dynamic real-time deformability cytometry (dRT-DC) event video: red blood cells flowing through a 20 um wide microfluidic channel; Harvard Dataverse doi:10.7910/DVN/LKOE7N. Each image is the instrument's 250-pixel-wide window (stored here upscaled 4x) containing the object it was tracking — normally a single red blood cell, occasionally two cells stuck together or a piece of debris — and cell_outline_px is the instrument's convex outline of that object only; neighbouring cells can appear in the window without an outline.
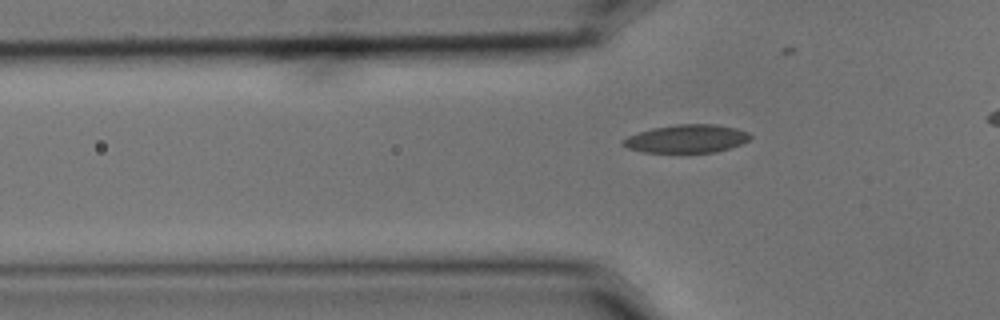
{"species": "common noctule bat (a hibernating species)", "species_latin": "Nyctalus noctula", "temperature_condition": "cold", "stored_images_in_passage": 3, "camera_frame_rate_fps": 3000, "um_per_image_px": 0.085, "animal": {"sex": "male", "body_mass_g": 15.6}, "frame": {"image": 1, "passage_image": 3, "time_ms": 0.667, "image_size_px": [1000, 320], "cell_outline_px": [[752, 136], [748, 140], [740, 144], [716, 152], [644, 152], [628, 148], [620, 144], [620, 140], [628, 136], [652, 128], [676, 124], [716, 124], [736, 128], [748, 132]], "centroid_in_image_um": [58.34, 11.78], "position_along_channel_um": 67.5, "area_um2": 20.81}}